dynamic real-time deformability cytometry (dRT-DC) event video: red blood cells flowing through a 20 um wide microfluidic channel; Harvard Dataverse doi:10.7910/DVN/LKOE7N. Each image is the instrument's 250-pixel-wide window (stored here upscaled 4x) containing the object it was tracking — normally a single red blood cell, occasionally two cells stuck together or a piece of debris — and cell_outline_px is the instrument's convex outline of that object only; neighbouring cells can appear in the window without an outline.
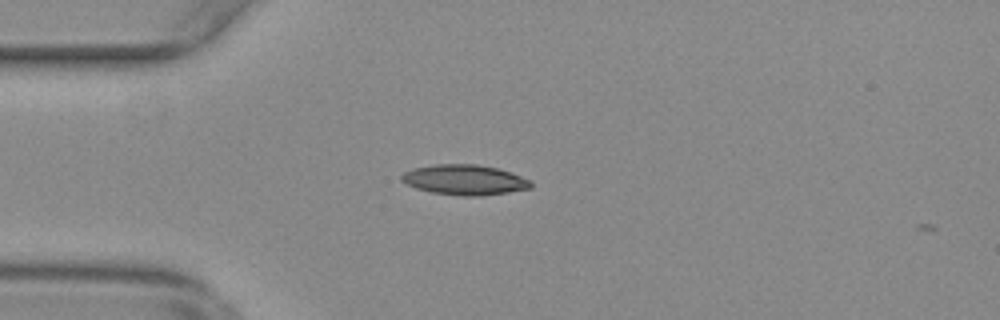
{"species": "common noctule bat (a hibernating species)", "species_latin": "Nyctalus noctula", "temperature_condition": "warm", "stored_images_in_passage": 41, "camera_frame_rate_fps": 3000, "um_per_image_px": 0.085, "animal": {"sex": "female", "body_mass_g": 29.2, "forearm_length_mm": 56.3}, "frame": {"image": 1, "passage_image": 1, "time_ms": 0.0, "image_size_px": [1000, 320], "cell_outline_px": [[532, 188], [508, 192], [480, 196], [464, 196], [432, 192], [416, 188], [400, 180], [400, 176], [404, 172], [412, 168], [436, 164], [476, 164], [496, 168], [532, 180]], "centroid_in_image_um": [39.48, 15.28], "position_along_channel_um": 45.5, "area_um2": 22.66}}
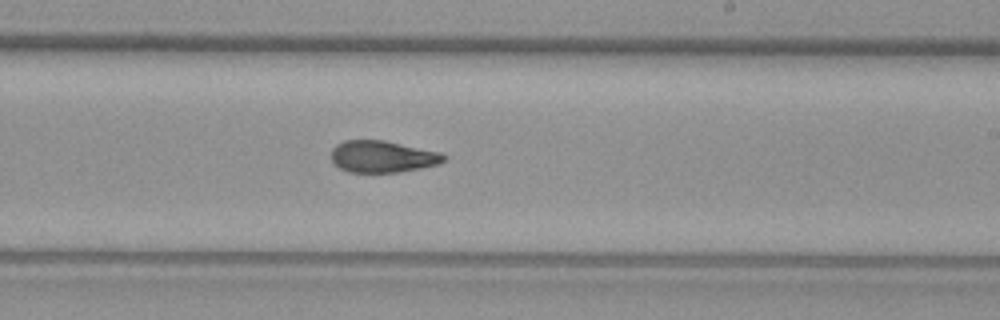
{"frame": {"image": 2, "passage_image": 19, "time_ms": 6.0, "image_size_px": [1000, 320], "cell_outline_px": [[448, 156], [440, 164], [400, 172], [348, 172], [340, 168], [332, 160], [332, 148], [336, 144], [344, 140], [384, 140], [440, 152]], "centroid_in_image_um": [32.52, 13.3], "position_along_channel_um": 256.5, "area_um2": 20.87}}
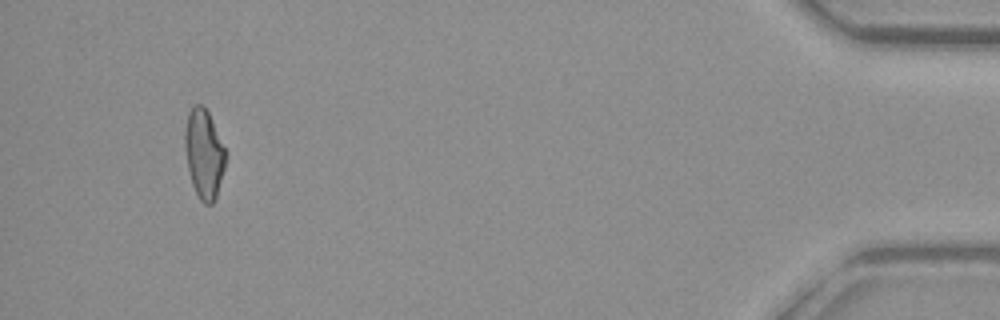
{"frame": {"image": 3, "passage_image": 38, "time_ms": 12.333, "image_size_px": [1000, 320], "cell_outline_px": [[228, 152], [216, 200], [212, 204], [204, 204], [200, 200], [192, 184], [188, 168], [184, 144], [184, 132], [188, 112], [196, 104], [204, 104]], "centroid_in_image_um": [17.36, 13.07], "position_along_channel_um": 417.8, "area_um2": 21.44}, "authors_computed_cell_mechanics": {"area_um2": 21.4438, "velocity_mm_per_s": 3.7923, "shape_relaxation_time_tau1_ms": 9.9035, "shape_relaxation_time_tau2_ms": 3.4576, "deformation_change_tau1": 0.2495, "deformation_change_tau2": 0.105}}